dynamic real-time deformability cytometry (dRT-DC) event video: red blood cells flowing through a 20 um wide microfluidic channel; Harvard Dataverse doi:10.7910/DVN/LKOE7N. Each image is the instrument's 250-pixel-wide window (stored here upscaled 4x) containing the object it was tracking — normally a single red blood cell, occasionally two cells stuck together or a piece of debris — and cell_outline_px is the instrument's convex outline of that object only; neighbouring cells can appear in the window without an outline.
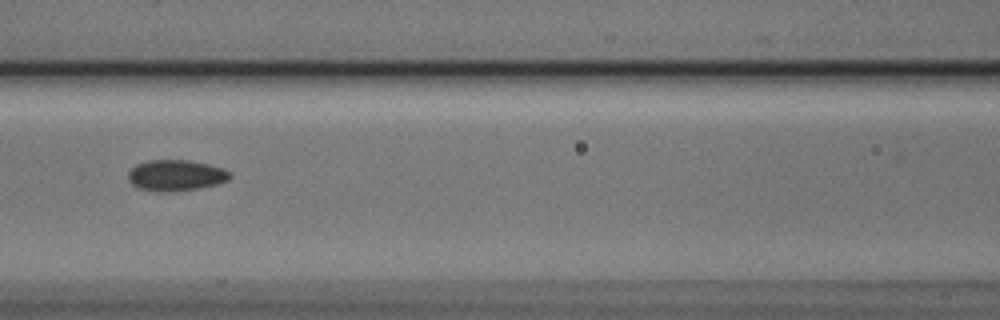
{"species": "Egyptian fruit bat (a non-hibernating species)", "species_latin": "Rousettus aegyptiacus", "temperature_condition": "cold", "stored_images_in_passage": 6, "camera_frame_rate_fps": 3000, "um_per_image_px": 0.085, "animal": {"sex": "male"}, "frame": {"image": 1, "passage_image": 4, "time_ms": 1.0, "image_size_px": [1000, 320], "cell_outline_px": [[232, 176], [228, 180], [216, 184], [196, 188], [168, 192], [140, 188], [132, 184], [128, 180], [128, 172], [136, 164], [148, 160], [188, 160], [208, 164], [224, 168]], "centroid_in_image_um": [14.94, 14.89], "position_along_channel_um": 151.7, "area_um2": 18.15}}
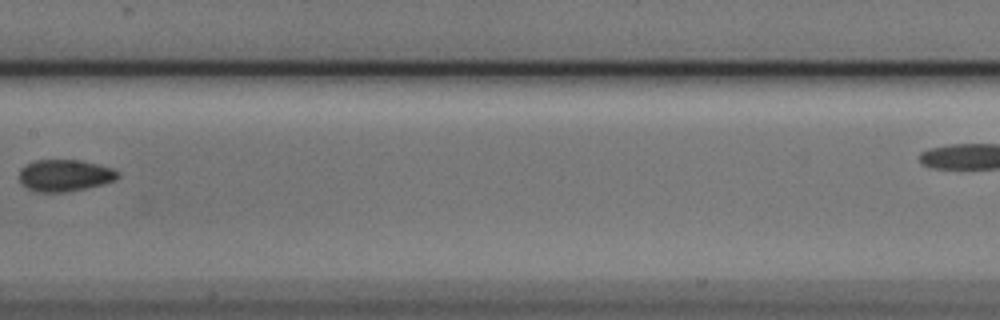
{"frame": {"image": 2, "passage_image": 5, "time_ms": 1.333, "image_size_px": [1000, 320], "cell_outline_px": [[120, 176], [112, 180], [100, 184], [84, 188], [60, 192], [36, 192], [20, 184], [20, 168], [36, 160], [80, 160], [112, 168], [120, 172]], "centroid_in_image_um": [5.47, 14.9], "position_along_channel_um": 201.9, "area_um2": 17.98}}